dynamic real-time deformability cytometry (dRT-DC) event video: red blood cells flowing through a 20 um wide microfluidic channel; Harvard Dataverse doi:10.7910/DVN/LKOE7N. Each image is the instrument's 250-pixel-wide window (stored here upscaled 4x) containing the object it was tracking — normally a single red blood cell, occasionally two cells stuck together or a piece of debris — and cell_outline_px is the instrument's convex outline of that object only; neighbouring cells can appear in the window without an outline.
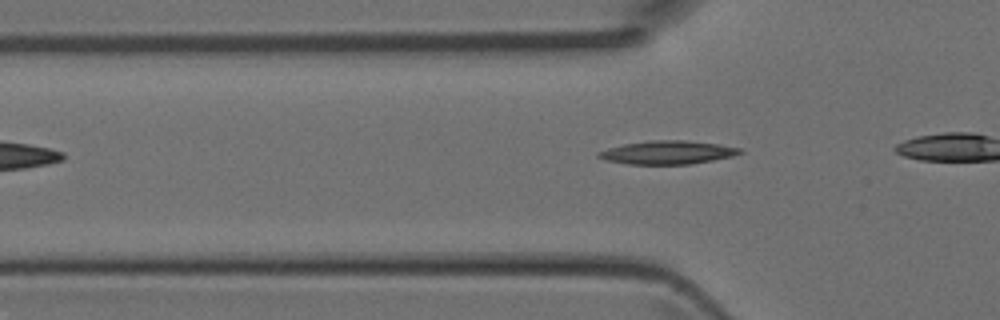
{"species": "Egyptian fruit bat (a non-hibernating species)", "species_latin": "Rousettus aegyptiacus", "temperature_condition": "room temperature", "stored_images_in_passage": 4, "camera_frame_rate_fps": 3000, "um_per_image_px": 0.085, "animal": {"sex": "female"}, "frame": {"image": 1, "passage_image": 2, "time_ms": 0.333, "image_size_px": [1000, 320], "cell_outline_px": [[744, 152], [732, 156], [692, 164], [628, 164], [604, 160], [596, 156], [596, 152], [608, 148], [624, 144], [648, 140], [684, 140], [716, 144], [740, 148]], "centroid_in_image_um": [56.69, 12.96], "position_along_channel_um": 69.1, "area_um2": 19.25}}
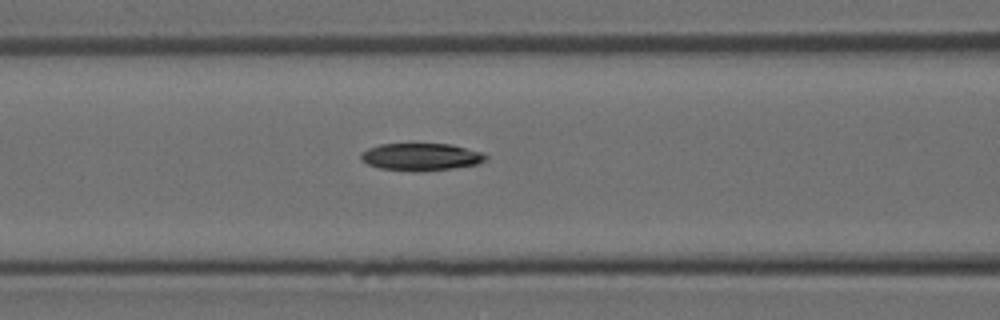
{"frame": {"image": 2, "passage_image": 4, "time_ms": 1.0, "image_size_px": [1000, 320], "cell_outline_px": [[488, 160], [480, 164], [456, 168], [420, 172], [412, 172], [380, 168], [368, 164], [360, 160], [360, 152], [368, 148], [380, 144], [452, 144], [484, 152], [488, 156]], "centroid_in_image_um": [35.83, 13.34], "position_along_channel_um": 130.8, "area_um2": 20.46}}